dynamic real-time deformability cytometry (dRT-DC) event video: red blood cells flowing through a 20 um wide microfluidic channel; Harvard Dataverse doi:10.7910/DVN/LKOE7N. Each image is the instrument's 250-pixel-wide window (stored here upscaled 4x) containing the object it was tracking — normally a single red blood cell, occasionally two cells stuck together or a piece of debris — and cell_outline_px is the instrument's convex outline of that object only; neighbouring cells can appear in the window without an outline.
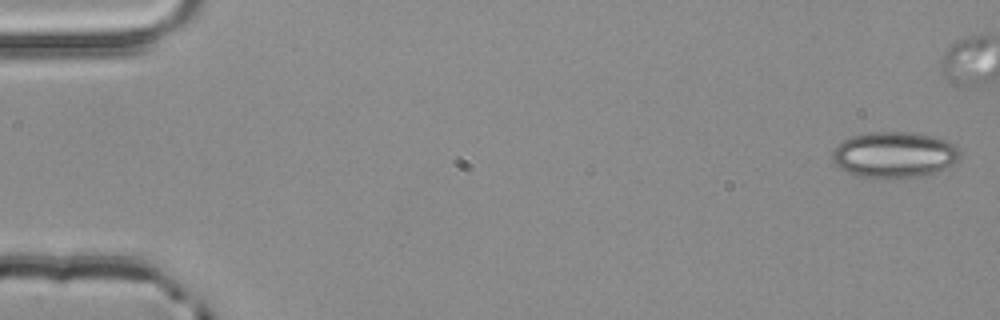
{"species": "common noctule bat (a hibernating species)", "species_latin": "Nyctalus noctula", "temperature_condition": "room temperature", "stored_images_in_passage": 6, "segment_of_instrument_passage": [1, 2], "camera_frame_rate_fps": 3000, "um_per_image_px": 0.085, "animal": {"sex": "male", "body_mass_g": 20.4}, "frame": {"image": 1, "passage_image": 1, "time_ms": 0.0, "image_size_px": [1000, 320], "cell_outline_px": [[960, 156], [952, 164], [932, 172], [904, 180], [860, 176], [848, 172], [832, 164], [832, 152], [844, 140], [852, 136], [868, 132], [908, 132], [932, 136], [956, 144], [960, 152]], "centroid_in_image_um": [75.99, 13.16], "position_along_channel_um": 9.0, "area_um2": 34.16}}